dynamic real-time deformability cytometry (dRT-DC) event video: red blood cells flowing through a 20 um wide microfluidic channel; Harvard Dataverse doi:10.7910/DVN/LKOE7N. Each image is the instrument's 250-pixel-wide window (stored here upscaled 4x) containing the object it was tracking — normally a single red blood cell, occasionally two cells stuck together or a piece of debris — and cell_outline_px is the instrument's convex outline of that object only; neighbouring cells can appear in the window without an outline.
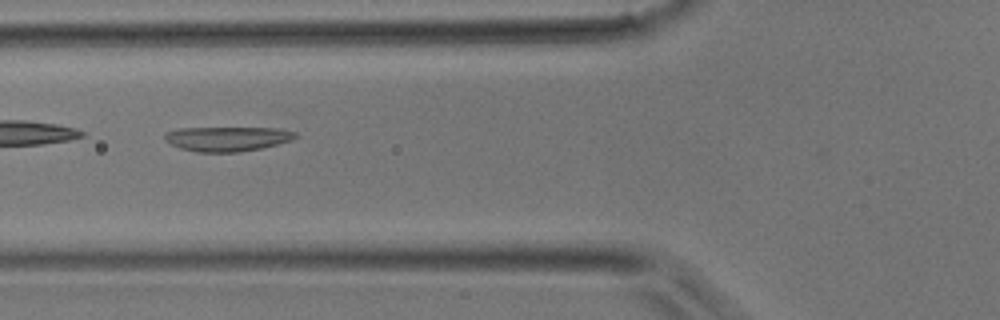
{"species": "common noctule bat (a hibernating species)", "species_latin": "Nyctalus noctula", "temperature_condition": "room temperature", "stored_images_in_passage": 2, "camera_frame_rate_fps": 3000, "um_per_image_px": 0.085, "animal": {"sex": "male", "body_mass_g": 17.9}, "frame": {"image": 1, "passage_image": 2, "time_ms": 1.0, "image_size_px": [1000, 320], "cell_outline_px": [[300, 136], [292, 140], [260, 148], [240, 152], [196, 152], [180, 148], [164, 140], [164, 132], [180, 128], [280, 128], [296, 132]], "centroid_in_image_um": [19.33, 11.79], "position_along_channel_um": 106.5, "area_um2": 18.84}}